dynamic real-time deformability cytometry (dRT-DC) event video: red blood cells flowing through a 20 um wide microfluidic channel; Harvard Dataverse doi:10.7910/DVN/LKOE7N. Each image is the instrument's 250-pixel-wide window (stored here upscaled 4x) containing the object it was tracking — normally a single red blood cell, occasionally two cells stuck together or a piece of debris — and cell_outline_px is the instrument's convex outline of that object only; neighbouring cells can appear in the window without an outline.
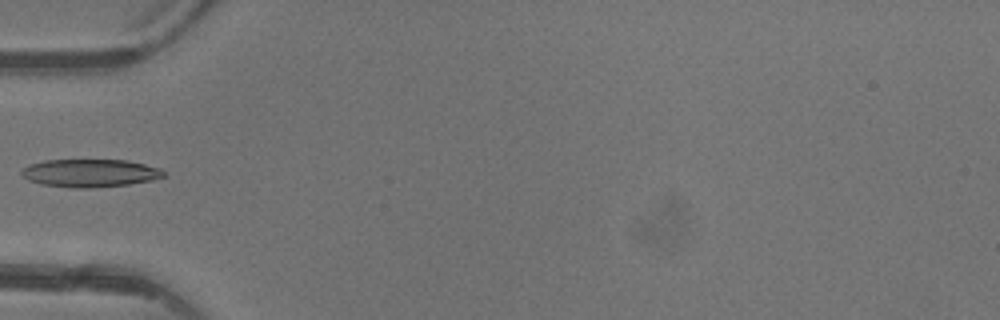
{"species": "common noctule bat (a hibernating species)", "species_latin": "Nyctalus noctula", "temperature_condition": "warm", "stored_images_in_passage": 5, "camera_frame_rate_fps": 3000, "um_per_image_px": 0.085, "animal": {"sex": "female"}, "frame": {"image": 1, "passage_image": 5, "time_ms": 4.667, "image_size_px": [1000, 320], "cell_outline_px": [[164, 176], [152, 180], [128, 184], [88, 188], [72, 188], [40, 184], [28, 180], [20, 172], [28, 164], [44, 160], [128, 160], [160, 168], [164, 172]], "centroid_in_image_um": [7.63, 14.71], "position_along_channel_um": 77.4, "area_um2": 23.06}}